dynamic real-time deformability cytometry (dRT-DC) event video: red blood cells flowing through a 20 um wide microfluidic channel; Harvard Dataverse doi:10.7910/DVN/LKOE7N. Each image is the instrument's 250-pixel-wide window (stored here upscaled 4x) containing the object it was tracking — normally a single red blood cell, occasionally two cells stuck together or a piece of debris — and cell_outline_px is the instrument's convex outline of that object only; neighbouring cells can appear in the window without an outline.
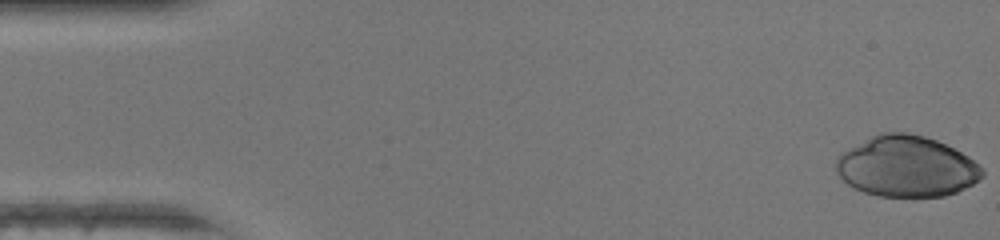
{"species": "human", "species_latin": "Homo sapiens", "temperature_condition": "warm", "stored_images_in_passage": 47, "camera_frame_rate_fps": 3000, "um_per_image_px": 0.085, "donor": {"sex": "female"}, "frame": {"image": 1, "passage_image": 1, "time_ms": 0.0, "image_size_px": [1000, 240], "cell_outline_px": [[984, 176], [972, 184], [956, 192], [944, 196], [880, 196], [864, 192], [848, 184], [836, 172], [836, 156], [840, 152], [880, 132], [908, 132], [924, 136], [936, 140], [968, 156], [984, 168]], "centroid_in_image_um": [77.05, 14.14], "position_along_channel_um": 8.0, "area_um2": 51.79}}
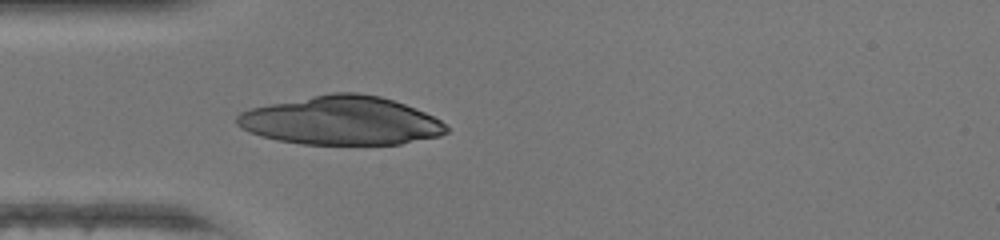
{"frame": {"image": 2, "passage_image": 14, "time_ms": 4.333, "image_size_px": [1000, 240], "cell_outline_px": [[448, 132], [440, 136], [400, 144], [300, 144], [276, 140], [260, 136], [248, 132], [240, 128], [236, 124], [236, 116], [240, 112], [248, 108], [332, 92], [356, 92], [380, 96], [416, 108], [440, 120], [448, 128]], "centroid_in_image_um": [28.97, 10.26], "position_along_channel_um": 56.0, "area_um2": 59.53}}
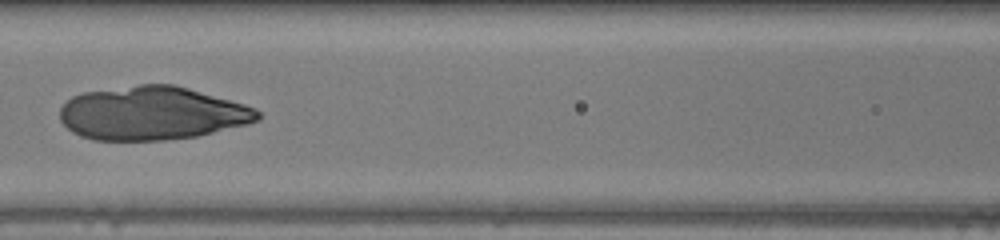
{"frame": {"image": 3, "passage_image": 21, "time_ms": 6.667, "image_size_px": [1000, 240], "cell_outline_px": [[260, 120], [248, 124], [196, 136], [164, 140], [92, 140], [80, 136], [72, 132], [60, 120], [60, 108], [72, 96], [80, 92], [140, 84], [172, 84], [188, 88], [244, 104], [256, 108], [260, 112]], "centroid_in_image_um": [12.9, 9.62], "position_along_channel_um": 153.7, "area_um2": 61.79}}